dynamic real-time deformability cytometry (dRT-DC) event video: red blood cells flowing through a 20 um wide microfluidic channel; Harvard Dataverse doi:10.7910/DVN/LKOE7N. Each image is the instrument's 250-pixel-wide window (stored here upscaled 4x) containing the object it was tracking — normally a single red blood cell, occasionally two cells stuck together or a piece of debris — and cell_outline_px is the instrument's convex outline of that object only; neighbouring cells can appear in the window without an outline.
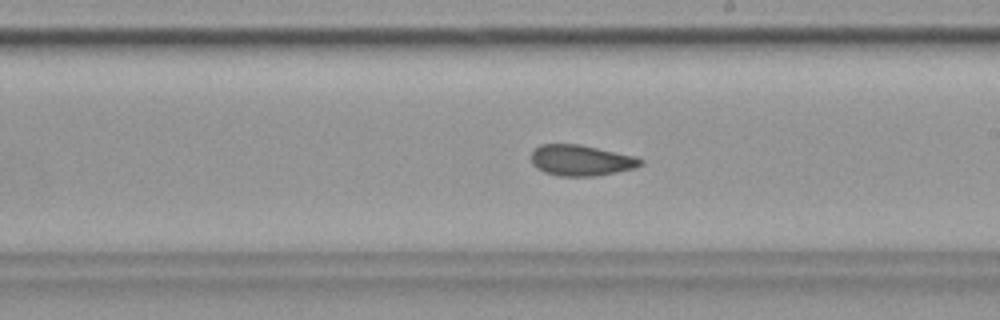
{"species": "common noctule bat (a hibernating species)", "species_latin": "Nyctalus noctula", "temperature_condition": "cold", "stored_images_in_passage": 56, "camera_frame_rate_fps": 3000, "um_per_image_px": 0.085, "animal": {"sex": "female", "body_mass_g": 19.9}, "frame": {"image": 1, "passage_image": 32, "time_ms": 10.333, "image_size_px": [1000, 320], "cell_outline_px": [[644, 164], [636, 168], [596, 176], [560, 176], [544, 172], [536, 168], [532, 164], [532, 152], [540, 144], [580, 144], [636, 156], [644, 160]], "centroid_in_image_um": [49.42, 13.63], "position_along_channel_um": 239.6, "area_um2": 19.83}, "authors_computed_cell_mechanics": {"area_um2": 20.1722, "velocity_mm_per_s": 3.5278, "shape_relaxation_time_tau1_ms": null, "shape_relaxation_time_tau2_ms": 2.7359, "deformation_change_tau1": null, "deformation_change_tau2": 0.0867}}